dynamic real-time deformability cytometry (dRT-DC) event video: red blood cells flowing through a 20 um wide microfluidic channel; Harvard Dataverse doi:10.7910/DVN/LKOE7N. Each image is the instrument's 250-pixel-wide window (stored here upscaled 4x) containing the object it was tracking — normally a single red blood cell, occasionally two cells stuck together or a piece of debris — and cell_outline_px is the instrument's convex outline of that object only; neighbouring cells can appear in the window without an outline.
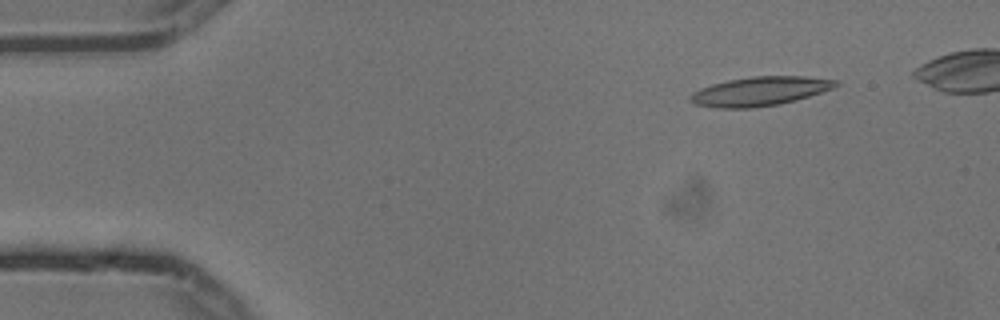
{"species": "common noctule bat (a hibernating species)", "species_latin": "Nyctalus noctula", "temperature_condition": "cold", "stored_images_in_passage": 6, "camera_frame_rate_fps": 3000, "um_per_image_px": 0.085, "animal": {"sex": "male", "body_mass_g": 13.3}, "frame": {"image": 1, "passage_image": 2, "time_ms": 0.333, "image_size_px": [1000, 320], "cell_outline_px": [[840, 84], [832, 88], [808, 96], [780, 104], [748, 108], [720, 108], [696, 104], [688, 100], [688, 96], [692, 92], [700, 88], [712, 84], [728, 80], [752, 76], [804, 76], [840, 80]], "centroid_in_image_um": [64.57, 7.75], "position_along_channel_um": 20.4, "area_um2": 24.57}}
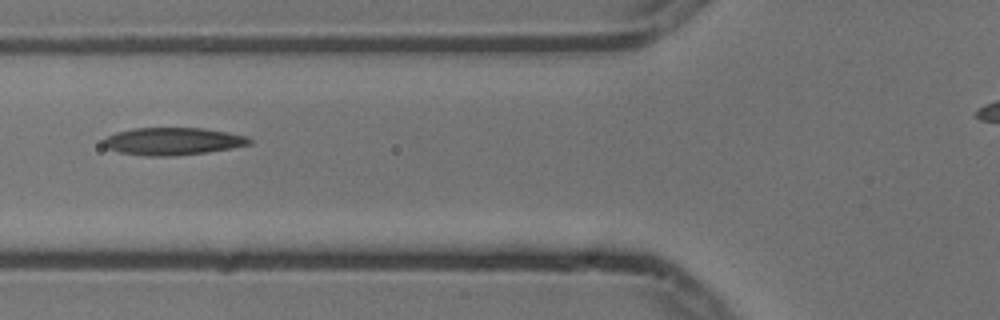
{"frame": {"image": 2, "passage_image": 6, "time_ms": 1.667, "image_size_px": [1000, 320], "cell_outline_px": [[252, 144], [232, 148], [208, 152], [176, 156], [144, 156], [120, 152], [108, 148], [104, 144], [104, 140], [108, 136], [116, 132], [132, 128], [204, 128], [228, 132], [248, 136], [252, 140]], "centroid_in_image_um": [14.74, 12.01], "position_along_channel_um": 111.1, "area_um2": 23.47}}